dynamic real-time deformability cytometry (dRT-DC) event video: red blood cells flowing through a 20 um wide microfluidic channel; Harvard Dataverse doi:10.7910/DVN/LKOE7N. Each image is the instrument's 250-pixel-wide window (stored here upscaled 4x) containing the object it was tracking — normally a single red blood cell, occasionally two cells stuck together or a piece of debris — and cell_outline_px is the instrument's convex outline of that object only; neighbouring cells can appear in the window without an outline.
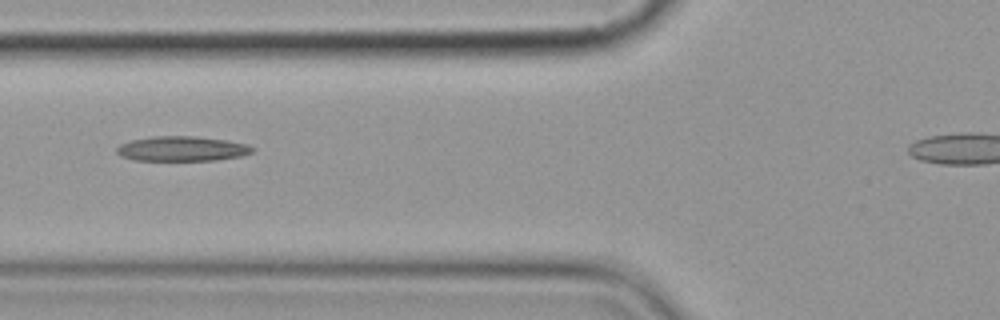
{"species": "common noctule bat (a hibernating species)", "species_latin": "Nyctalus noctula", "temperature_condition": "cold", "stored_images_in_passage": 9, "camera_frame_rate_fps": 3000, "um_per_image_px": 0.085, "animal": {"sex": "female", "body_mass_g": 19.9}, "frame": {"image": 1, "passage_image": 4, "time_ms": 3.333, "image_size_px": [1000, 320], "cell_outline_px": [[256, 148], [252, 152], [240, 156], [216, 160], [132, 160], [120, 156], [116, 152], [116, 148], [120, 144], [132, 140], [152, 136], [196, 136], [228, 140], [248, 144]], "centroid_in_image_um": [15.47, 12.63], "position_along_channel_um": 110.3, "area_um2": 19.77}}
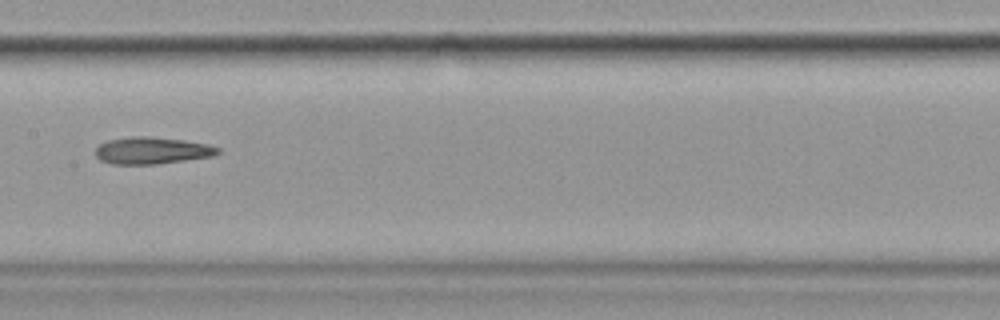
{"frame": {"image": 2, "passage_image": 6, "time_ms": 5.667, "image_size_px": [1000, 320], "cell_outline_px": [[220, 152], [212, 156], [156, 164], [112, 164], [100, 160], [96, 156], [96, 148], [100, 144], [108, 140], [132, 136], [148, 136], [184, 140], [208, 144], [220, 148]], "centroid_in_image_um": [12.91, 12.79], "position_along_channel_um": 194.5, "area_um2": 19.13}}
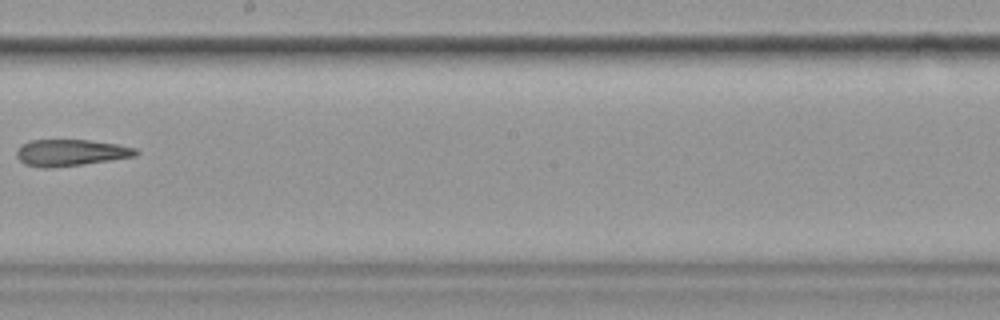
{"frame": {"image": 3, "passage_image": 7, "time_ms": 7.0, "image_size_px": [1000, 320], "cell_outline_px": [[140, 152], [136, 156], [84, 164], [52, 168], [40, 168], [24, 164], [16, 156], [16, 152], [20, 144], [32, 140], [88, 140], [116, 144], [136, 148]], "centroid_in_image_um": [5.98, 12.98], "position_along_channel_um": 242.2, "area_um2": 18.55}}